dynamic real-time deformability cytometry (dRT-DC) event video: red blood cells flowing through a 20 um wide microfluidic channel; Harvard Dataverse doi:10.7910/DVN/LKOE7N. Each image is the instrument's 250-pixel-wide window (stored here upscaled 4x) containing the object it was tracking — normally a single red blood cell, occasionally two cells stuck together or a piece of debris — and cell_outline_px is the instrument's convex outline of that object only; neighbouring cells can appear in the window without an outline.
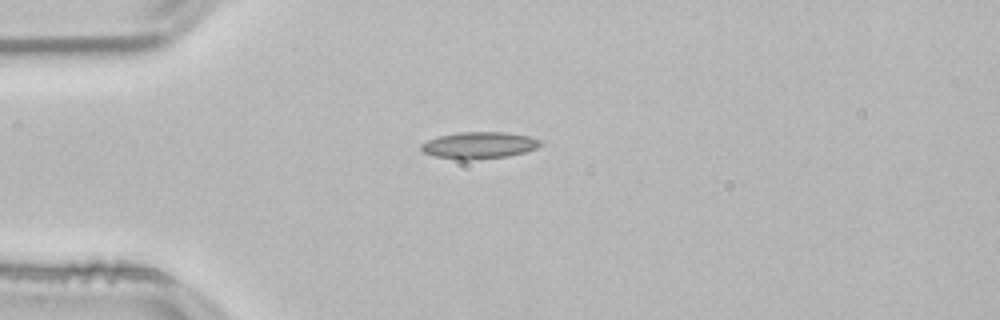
{"species": "common noctule bat (a hibernating species)", "species_latin": "Nyctalus noctula", "temperature_condition": "room temperature", "stored_images_in_passage": 40, "camera_frame_rate_fps": 3000, "um_per_image_px": 0.085, "animal": {"sex": "male", "body_mass_g": 21.5, "forearm_length_mm": 52.0}, "frame": {"image": 1, "passage_image": 1, "time_ms": 0.0, "image_size_px": [1000, 320], "cell_outline_px": [[544, 144], [536, 148], [524, 152], [508, 156], [468, 160], [460, 160], [436, 156], [424, 152], [420, 148], [420, 144], [428, 140], [440, 136], [460, 132], [504, 132], [528, 136], [544, 140]], "centroid_in_image_um": [40.77, 12.34], "position_along_channel_um": 44.2, "area_um2": 18.55}}
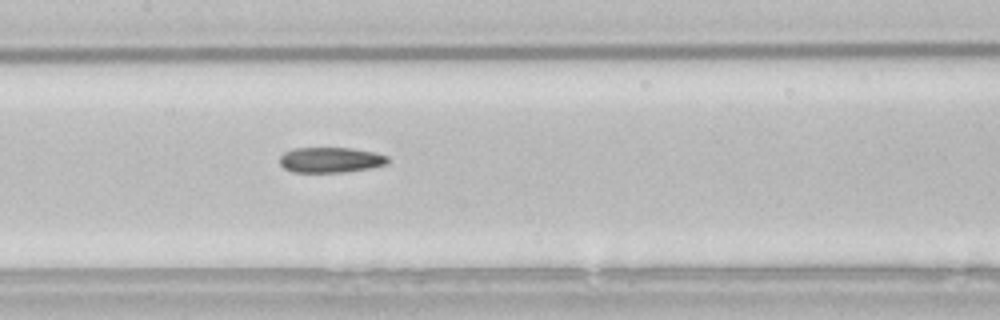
{"frame": {"image": 2, "passage_image": 13, "time_ms": 4.0, "image_size_px": [1000, 320], "cell_outline_px": [[388, 164], [368, 168], [344, 172], [292, 172], [284, 168], [280, 164], [280, 156], [284, 152], [292, 148], [352, 148], [376, 152], [388, 156]], "centroid_in_image_um": [28.09, 13.58], "position_along_channel_um": 179.3, "area_um2": 16.07}}
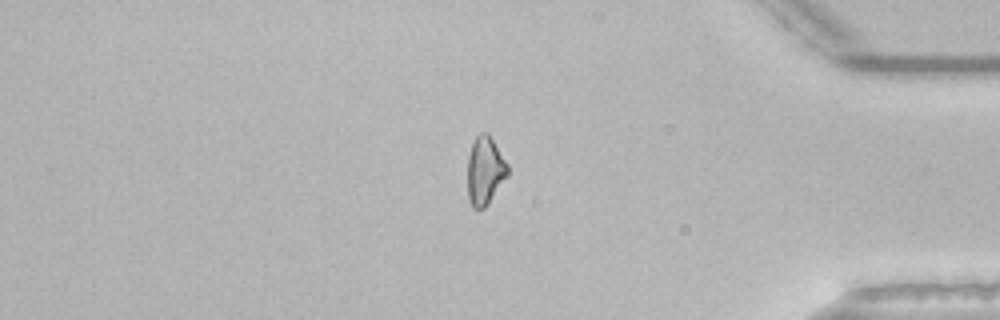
{"frame": {"image": 3, "passage_image": 32, "time_ms": 10.333, "image_size_px": [1000, 320], "cell_outline_px": [[508, 176], [484, 208], [472, 208], [468, 200], [468, 156], [472, 144], [476, 136], [480, 132], [488, 132], [508, 164]], "centroid_in_image_um": [41.22, 14.49], "position_along_channel_um": 394.0, "area_um2": 15.95}}